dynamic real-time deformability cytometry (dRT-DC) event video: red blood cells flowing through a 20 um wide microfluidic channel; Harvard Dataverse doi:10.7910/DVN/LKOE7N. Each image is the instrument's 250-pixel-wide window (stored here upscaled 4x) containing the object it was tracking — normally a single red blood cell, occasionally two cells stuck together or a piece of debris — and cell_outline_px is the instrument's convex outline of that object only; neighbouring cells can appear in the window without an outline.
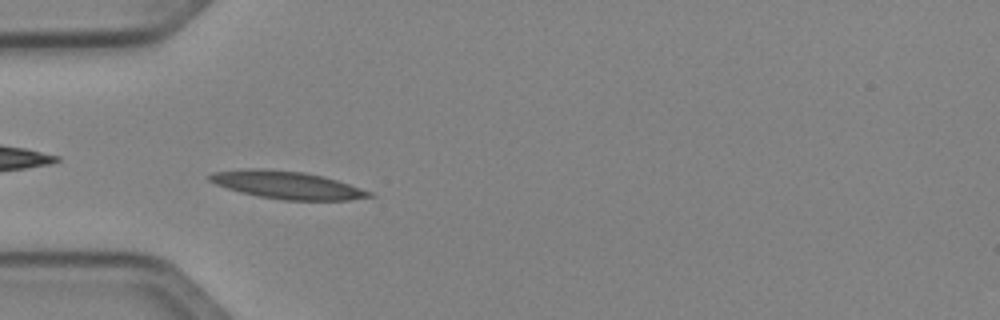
{"species": "Egyptian fruit bat (a non-hibernating species)", "species_latin": "Rousettus aegyptiacus", "temperature_condition": "cold", "stored_images_in_passage": 42, "camera_frame_rate_fps": 3000, "um_per_image_px": 0.085, "animal": {"sex": "female"}, "frame": {"image": 1, "passage_image": 7, "time_ms": 2.0, "image_size_px": [1000, 320], "cell_outline_px": [[376, 196], [348, 200], [284, 200], [260, 196], [240, 192], [216, 184], [208, 180], [208, 176], [212, 172], [248, 168], [264, 168], [304, 172], [324, 176], [372, 192]], "centroid_in_image_um": [24.39, 15.72], "position_along_channel_um": 60.6, "area_um2": 25.66}}
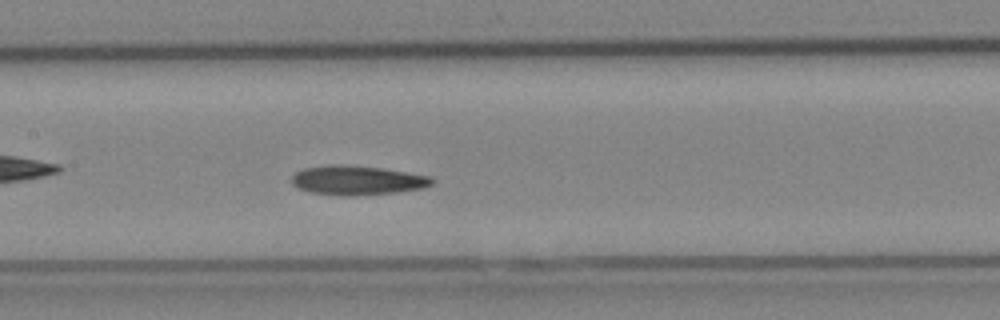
{"frame": {"image": 2, "passage_image": 16, "time_ms": 5.0, "image_size_px": [1000, 320], "cell_outline_px": [[436, 180], [432, 184], [424, 188], [396, 192], [352, 196], [344, 196], [312, 192], [296, 188], [292, 184], [292, 176], [296, 172], [304, 168], [328, 164], [340, 164], [384, 168], [432, 176]], "centroid_in_image_um": [30.39, 15.31], "position_along_channel_um": 177.0, "area_um2": 24.22}}
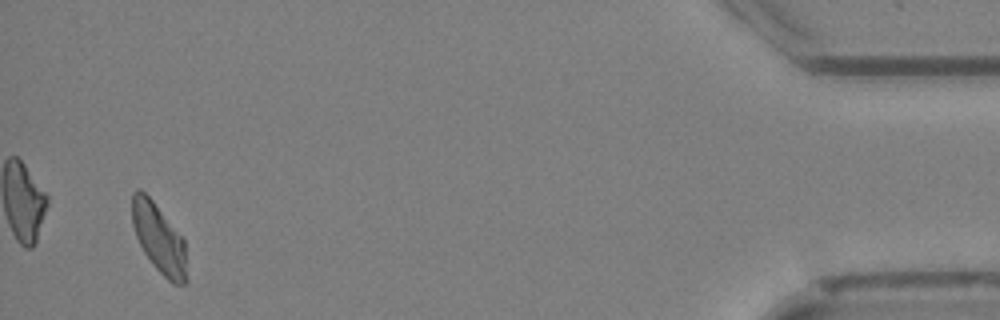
{"frame": {"image": 3, "passage_image": 40, "time_ms": 13.0, "image_size_px": [1000, 320], "cell_outline_px": [[188, 284], [172, 284], [152, 264], [144, 252], [136, 236], [132, 224], [132, 192], [136, 188], [140, 188], [152, 200], [184, 240], [188, 280]], "centroid_in_image_um": [13.51, 20.3], "position_along_channel_um": 421.7, "area_um2": 21.96}, "authors_computed_cell_mechanics": {"area_um2": 23.0622, "velocity_mm_per_s": 4.0098, "shape_relaxation_time_tau1_ms": 4.4228, "shape_relaxation_time_tau2_ms": 9.681, "deformation_change_tau1": 0.1377, "deformation_change_tau2": 0.1808}}